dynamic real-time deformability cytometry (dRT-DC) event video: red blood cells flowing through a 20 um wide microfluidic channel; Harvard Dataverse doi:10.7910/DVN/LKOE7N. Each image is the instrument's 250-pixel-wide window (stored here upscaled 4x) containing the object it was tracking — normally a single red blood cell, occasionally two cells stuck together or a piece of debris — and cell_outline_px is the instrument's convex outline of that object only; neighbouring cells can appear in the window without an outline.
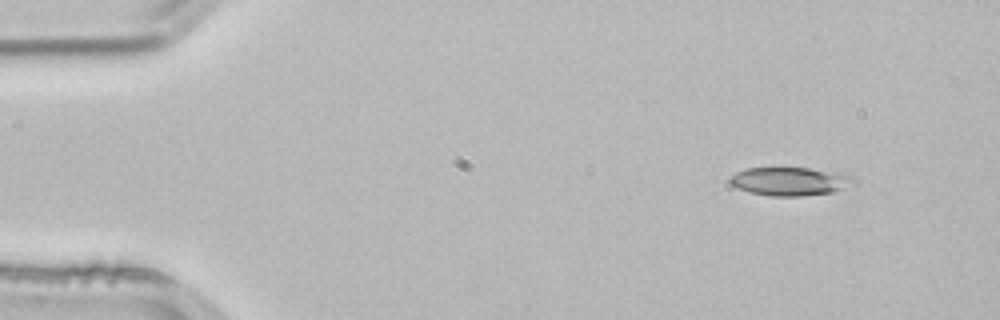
{"species": "common noctule bat (a hibernating species)", "species_latin": "Nyctalus noctula", "temperature_condition": "room temperature", "stored_images_in_passage": 4, "segment_of_instrument_passage": [1, 2], "camera_frame_rate_fps": 3000, "um_per_image_px": 0.085, "animal": {"sex": "male", "body_mass_g": 21.5, "forearm_length_mm": 52.0}, "frame": {"image": 1, "passage_image": 1, "time_ms": 0.0, "image_size_px": [1000, 320], "cell_outline_px": [[856, 184], [832, 192], [800, 196], [772, 196], [748, 192], [736, 188], [728, 180], [736, 172], [744, 168], [808, 168], [840, 172], [852, 176], [856, 180]], "centroid_in_image_um": [67.17, 15.41], "position_along_channel_um": 17.8, "area_um2": 20.63}}
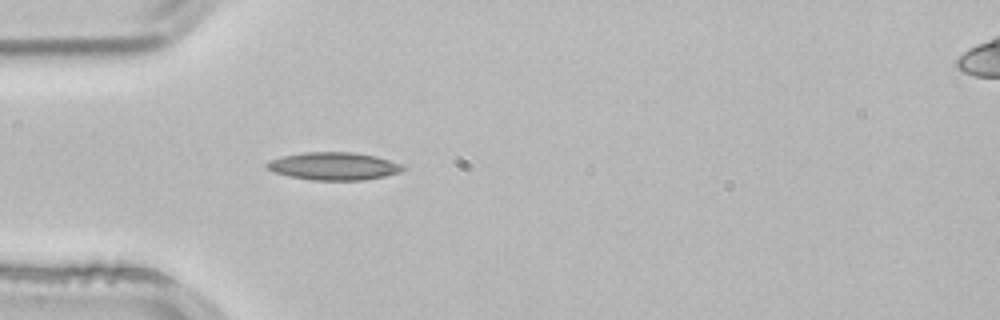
{"frame": {"image": 2, "passage_image": 3, "time_ms": 0.667, "image_size_px": [1000, 320], "cell_outline_px": [[404, 168], [400, 172], [384, 176], [364, 180], [312, 180], [288, 176], [276, 172], [268, 168], [264, 164], [268, 160], [284, 156], [304, 152], [352, 152], [376, 156], [400, 164]], "centroid_in_image_um": [28.34, 14.12], "position_along_channel_um": 56.7, "area_um2": 21.79}}